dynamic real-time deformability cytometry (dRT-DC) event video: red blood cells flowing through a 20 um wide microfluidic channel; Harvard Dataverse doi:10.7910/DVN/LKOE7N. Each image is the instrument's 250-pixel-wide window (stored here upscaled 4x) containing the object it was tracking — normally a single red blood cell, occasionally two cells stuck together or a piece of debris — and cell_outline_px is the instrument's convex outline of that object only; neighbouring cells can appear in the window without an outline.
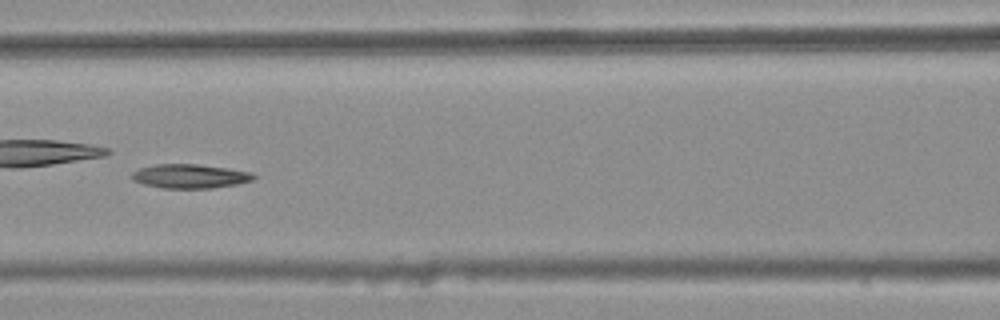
{"species": "common noctule bat (a hibernating species)", "species_latin": "Nyctalus noctula", "temperature_condition": "warm", "stored_images_in_passage": 5, "camera_frame_rate_fps": 3000, "um_per_image_px": 0.085, "animal": {"sex": "female", "body_mass_g": 25.1}, "frame": {"image": 1, "passage_image": 5, "time_ms": 1.333, "image_size_px": [1000, 320], "cell_outline_px": [[256, 176], [252, 180], [236, 184], [212, 188], [164, 188], [144, 184], [132, 180], [132, 172], [140, 168], [156, 164], [196, 164], [228, 168], [252, 172]], "centroid_in_image_um": [16.15, 14.97], "position_along_channel_um": 150.5, "area_um2": 16.99}}